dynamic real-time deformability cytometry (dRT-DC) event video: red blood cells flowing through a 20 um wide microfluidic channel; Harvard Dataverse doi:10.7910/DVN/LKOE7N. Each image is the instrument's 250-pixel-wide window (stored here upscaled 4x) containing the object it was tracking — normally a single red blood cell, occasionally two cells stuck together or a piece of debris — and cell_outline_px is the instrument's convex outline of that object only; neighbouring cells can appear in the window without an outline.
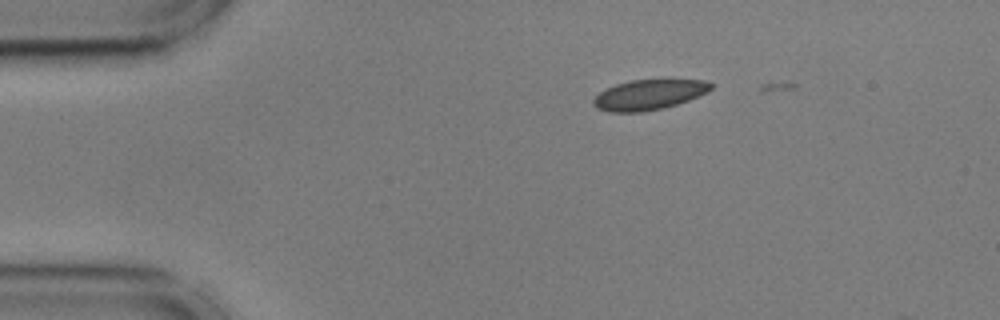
{"species": "common noctule bat (a hibernating species)", "species_latin": "Nyctalus noctula", "temperature_condition": "cold", "stored_images_in_passage": 8, "camera_frame_rate_fps": 3000, "um_per_image_px": 0.085, "animal": {"sex": "male", "body_mass_g": 17.9, "forearm_length_mm": 54.2}, "frame": {"image": 1, "passage_image": 6, "time_ms": 1.667, "image_size_px": [1000, 320], "cell_outline_px": [[712, 88], [708, 92], [688, 100], [664, 108], [640, 112], [608, 112], [596, 108], [592, 104], [592, 100], [600, 92], [616, 84], [632, 80], [672, 76], [704, 80], [712, 84]], "centroid_in_image_um": [55.22, 7.99], "position_along_channel_um": 29.8, "area_um2": 21.56}}